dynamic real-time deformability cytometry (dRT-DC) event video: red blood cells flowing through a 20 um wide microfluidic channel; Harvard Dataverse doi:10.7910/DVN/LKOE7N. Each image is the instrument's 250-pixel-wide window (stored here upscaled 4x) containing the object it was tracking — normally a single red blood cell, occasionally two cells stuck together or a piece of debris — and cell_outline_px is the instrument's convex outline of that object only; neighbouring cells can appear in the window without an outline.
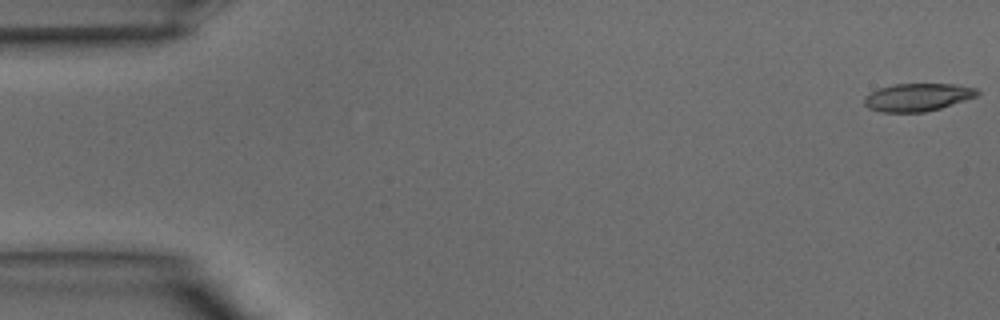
{"species": "common noctule bat (a hibernating species)", "species_latin": "Nyctalus noctula", "temperature_condition": "warm", "stored_images_in_passage": 40, "camera_frame_rate_fps": 3000, "um_per_image_px": 0.085, "animal": {"sex": "male", "body_mass_g": 15.6}, "frame": {"image": 1, "passage_image": 1, "time_ms": 0.0, "image_size_px": [1000, 320], "cell_outline_px": [[980, 92], [976, 96], [940, 108], [924, 112], [880, 112], [868, 108], [864, 104], [864, 96], [880, 88], [892, 84], [956, 84], [976, 88]], "centroid_in_image_um": [77.97, 8.26], "position_along_channel_um": 7.0, "area_um2": 18.21}}
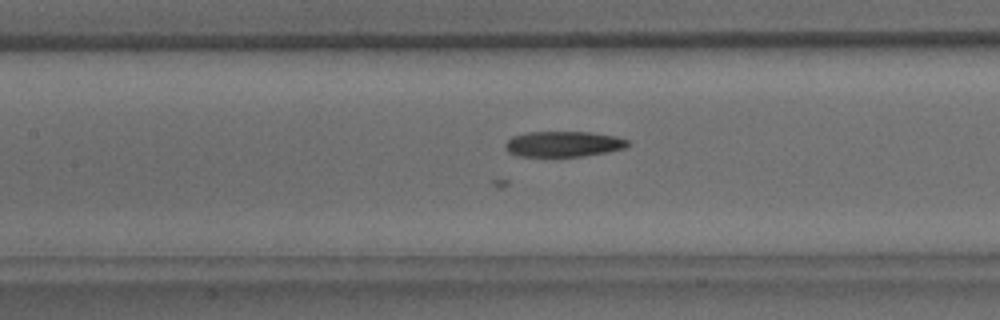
{"frame": {"image": 2, "passage_image": 18, "time_ms": 5.667, "image_size_px": [1000, 320], "cell_outline_px": [[628, 144], [624, 148], [608, 152], [580, 156], [520, 156], [508, 152], [504, 148], [504, 144], [512, 136], [528, 132], [592, 132], [616, 136], [628, 140]], "centroid_in_image_um": [47.87, 12.23], "position_along_channel_um": 159.5, "area_um2": 18.21}}
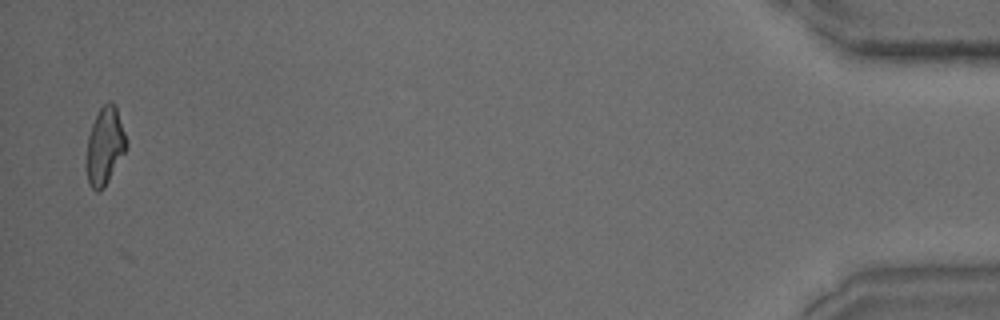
{"frame": {"image": 3, "passage_image": 39, "time_ms": 12.667, "image_size_px": [1000, 320], "cell_outline_px": [[128, 144], [124, 152], [104, 188], [100, 192], [96, 192], [88, 184], [88, 136], [92, 124], [100, 108], [108, 100], [112, 100], [116, 104], [128, 140]], "centroid_in_image_um": [8.95, 12.36], "position_along_channel_um": 426.2, "area_um2": 17.86}}